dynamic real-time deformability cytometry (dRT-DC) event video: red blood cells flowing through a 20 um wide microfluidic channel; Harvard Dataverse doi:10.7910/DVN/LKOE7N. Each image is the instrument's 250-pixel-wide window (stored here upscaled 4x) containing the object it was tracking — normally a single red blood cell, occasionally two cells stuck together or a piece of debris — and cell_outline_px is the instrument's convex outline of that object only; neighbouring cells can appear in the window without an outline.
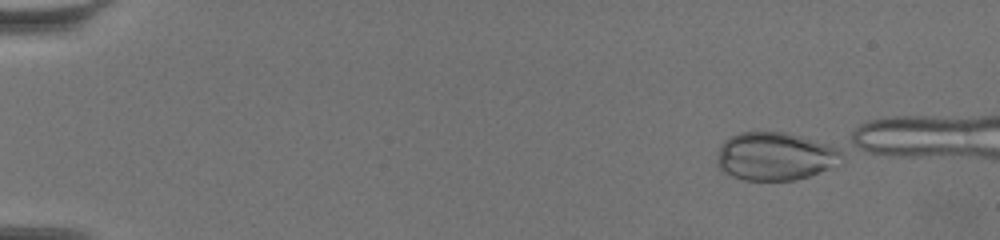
{"species": "common noctule bat (a hibernating species)", "species_latin": "Nyctalus noctula", "temperature_condition": "warm", "stored_images_in_passage": 20, "camera_frame_rate_fps": 3000, "um_per_image_px": 0.085, "animal": {"sex": "female", "body_mass_g": 19.5, "forearm_length_mm": 54.1}, "frame": {"image": 1, "passage_image": 1, "time_ms": 0.0, "image_size_px": [1000, 240], "cell_outline_px": [[840, 152], [828, 168], [808, 176], [796, 180], [744, 180], [732, 176], [724, 172], [716, 164], [716, 160], [720, 148], [724, 140], [740, 132], [784, 132], [800, 136], [832, 148]], "centroid_in_image_um": [65.71, 13.3], "position_along_channel_um": 19.3, "area_um2": 33.7}}
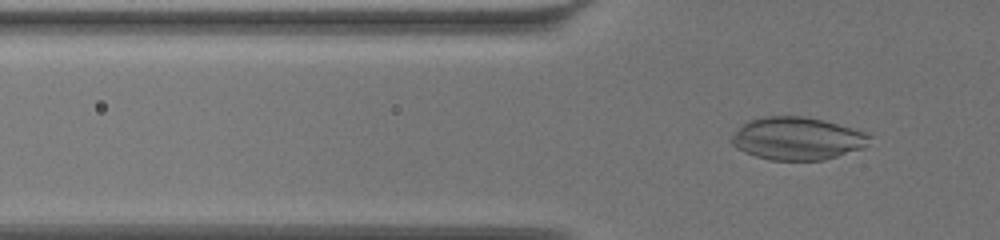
{"frame": {"image": 2, "passage_image": 15, "time_ms": 4.667, "image_size_px": [1000, 240], "cell_outline_px": [[868, 136], [864, 148], [824, 160], [768, 160], [744, 152], [736, 148], [732, 144], [732, 136], [748, 120], [768, 116], [804, 116], [836, 124], [860, 132]], "centroid_in_image_um": [67.69, 11.79], "position_along_channel_um": 58.1, "area_um2": 33.58}}